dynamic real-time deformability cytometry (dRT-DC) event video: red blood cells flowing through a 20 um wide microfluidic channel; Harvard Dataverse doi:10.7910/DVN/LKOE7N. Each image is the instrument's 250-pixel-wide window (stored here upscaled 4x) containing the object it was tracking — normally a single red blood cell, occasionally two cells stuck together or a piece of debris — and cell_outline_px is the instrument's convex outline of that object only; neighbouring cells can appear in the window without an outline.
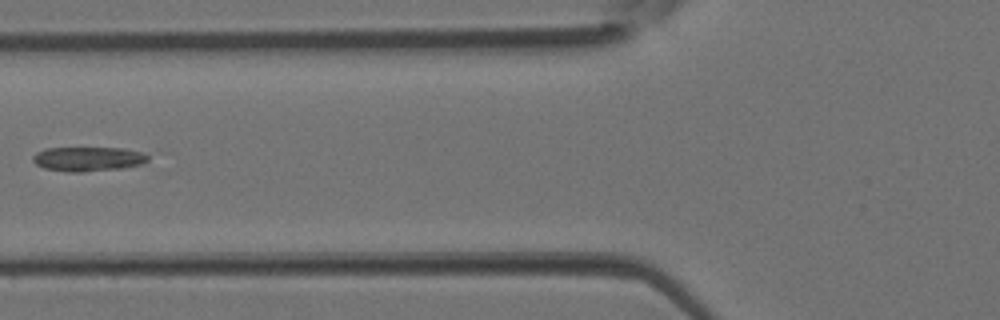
{"species": "Egyptian fruit bat (a non-hibernating species)", "species_latin": "Rousettus aegyptiacus", "temperature_condition": "room temperature", "stored_images_in_passage": 5, "camera_frame_rate_fps": 3000, "um_per_image_px": 0.085, "animal": {"sex": "female"}, "frame": {"image": 1, "passage_image": 5, "time_ms": 1.333, "image_size_px": [1000, 320], "cell_outline_px": [[148, 160], [144, 164], [120, 168], [80, 172], [68, 172], [44, 168], [36, 164], [32, 160], [32, 156], [36, 152], [44, 148], [124, 148], [140, 152], [148, 156]], "centroid_in_image_um": [7.45, 13.51], "position_along_channel_um": 118.3, "area_um2": 16.36}}